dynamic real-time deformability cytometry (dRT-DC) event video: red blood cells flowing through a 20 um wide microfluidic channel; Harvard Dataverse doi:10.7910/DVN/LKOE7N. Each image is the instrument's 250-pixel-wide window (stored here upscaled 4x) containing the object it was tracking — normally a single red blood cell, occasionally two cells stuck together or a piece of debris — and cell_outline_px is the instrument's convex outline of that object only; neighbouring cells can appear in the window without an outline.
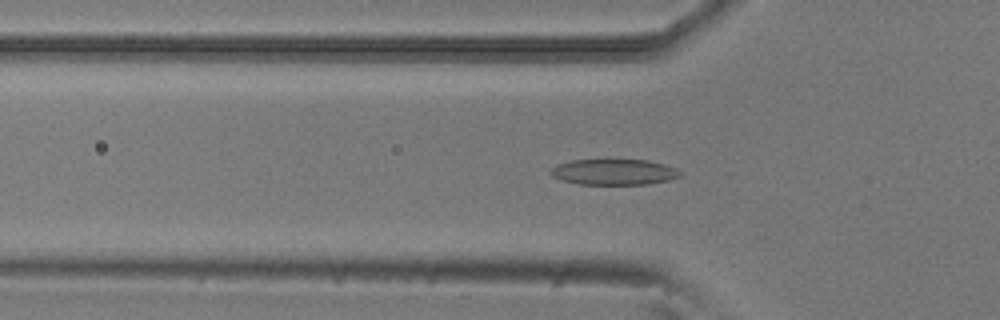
{"species": "common noctule bat (a hibernating species)", "species_latin": "Nyctalus noctula", "temperature_condition": "room temperature", "stored_images_in_passage": 49, "camera_frame_rate_fps": 3000, "um_per_image_px": 0.085, "animal": {"sex": "male", "body_mass_g": 20.5, "forearm_length_mm": 52.5}, "frame": {"image": 1, "passage_image": 14, "time_ms": 4.333, "image_size_px": [1000, 320], "cell_outline_px": [[680, 176], [668, 180], [648, 184], [580, 184], [564, 180], [552, 176], [548, 172], [556, 164], [572, 160], [648, 160], [664, 164], [676, 168], [680, 172]], "centroid_in_image_um": [52.17, 14.61], "position_along_channel_um": 73.6, "area_um2": 19.31}}
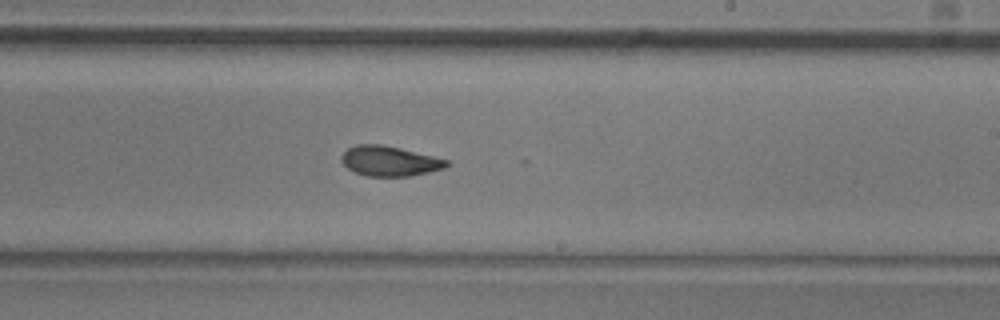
{"frame": {"image": 2, "passage_image": 28, "time_ms": 9.0, "image_size_px": [1000, 320], "cell_outline_px": [[448, 164], [444, 168], [428, 172], [408, 176], [368, 176], [356, 172], [348, 168], [340, 160], [340, 156], [348, 148], [356, 144], [380, 144], [400, 148], [448, 160]], "centroid_in_image_um": [33.07, 13.68], "position_along_channel_um": 255.9, "area_um2": 18.15}}
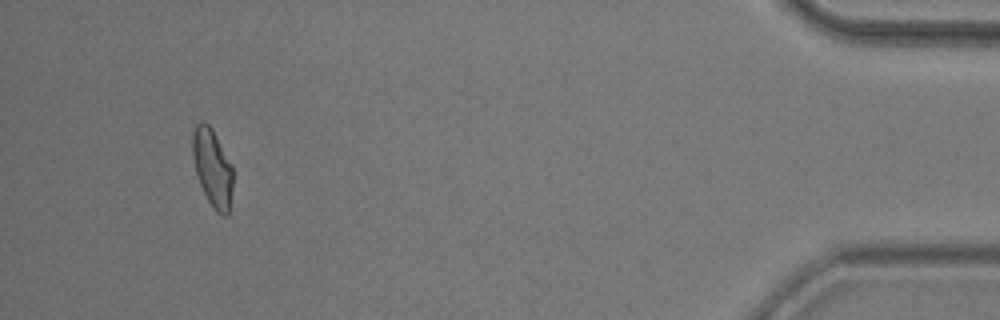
{"frame": {"image": 3, "passage_image": 46, "time_ms": 15.0, "image_size_px": [1000, 320], "cell_outline_px": [[232, 188], [228, 216], [224, 216], [216, 212], [212, 208], [200, 184], [196, 172], [192, 156], [192, 132], [196, 124], [200, 120], [204, 120], [212, 128], [232, 164]], "centroid_in_image_um": [18.05, 14.23], "position_along_channel_um": 417.2, "area_um2": 18.44}, "authors_computed_cell_mechanics": {"area_um2": 18.7272, "velocity_mm_per_s": 3.8856, "shape_relaxation_time_tau1_ms": 5.1181, "shape_relaxation_time_tau2_ms": 2.7465, "deformation_change_tau1": 0.1612, "deformation_change_tau2": 0.1004}}